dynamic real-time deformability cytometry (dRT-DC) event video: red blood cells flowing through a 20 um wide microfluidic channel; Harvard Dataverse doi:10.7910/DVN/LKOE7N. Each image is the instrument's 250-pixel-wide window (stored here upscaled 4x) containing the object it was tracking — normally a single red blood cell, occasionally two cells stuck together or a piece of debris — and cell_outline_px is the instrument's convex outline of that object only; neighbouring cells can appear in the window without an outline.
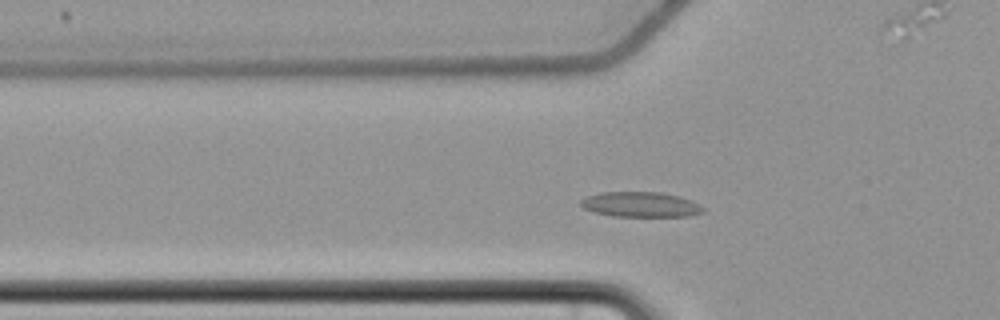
{"species": "common noctule bat (a hibernating species)", "species_latin": "Nyctalus noctula", "temperature_condition": "cold", "stored_images_in_passage": 46, "camera_frame_rate_fps": 3000, "um_per_image_px": 0.085, "animal": {"sex": "female", "body_mass_g": 22.7, "forearm_length_mm": 54.2}, "frame": {"image": 1, "passage_image": 9, "time_ms": 2.667, "image_size_px": [1000, 320], "cell_outline_px": [[704, 212], [692, 216], [612, 216], [592, 212], [584, 208], [580, 204], [580, 200], [588, 196], [600, 192], [660, 192], [680, 196], [692, 200], [700, 204], [704, 208]], "centroid_in_image_um": [54.47, 17.38], "position_along_channel_um": 71.3, "area_um2": 18.09}}
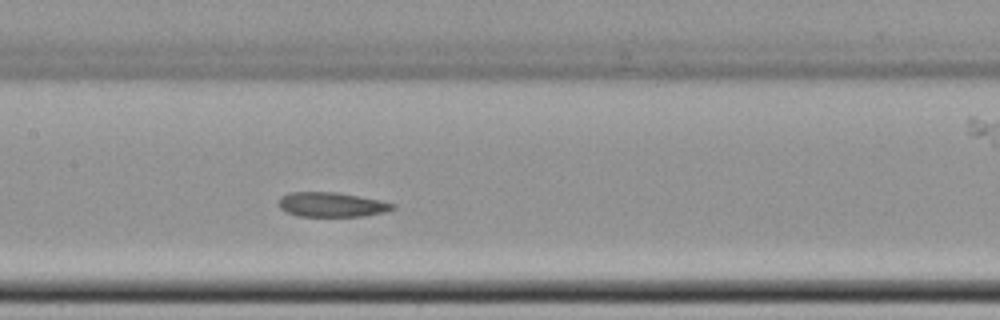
{"frame": {"image": 2, "passage_image": 18, "time_ms": 5.667, "image_size_px": [1000, 320], "cell_outline_px": [[396, 208], [384, 212], [364, 216], [296, 216], [280, 208], [280, 196], [288, 192], [336, 192], [360, 196], [380, 200], [396, 204]], "centroid_in_image_um": [28.21, 17.38], "position_along_channel_um": 179.2, "area_um2": 16.36}}
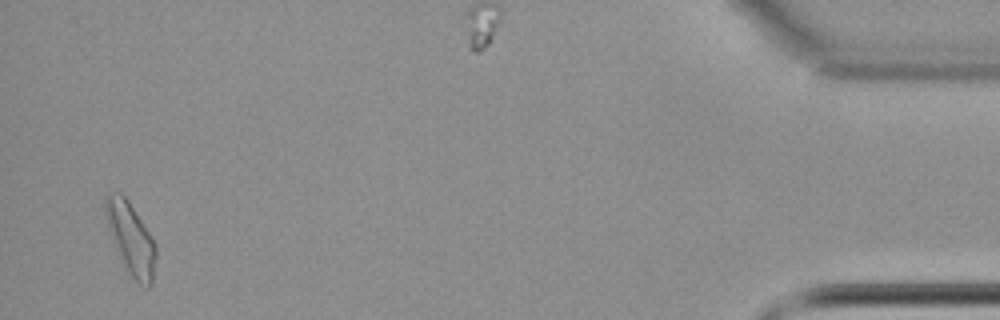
{"frame": {"image": 3, "passage_image": 45, "time_ms": 14.667, "image_size_px": [1000, 320], "cell_outline_px": [[156, 256], [152, 284], [148, 288], [144, 288], [128, 276], [124, 272], [108, 232], [104, 212], [104, 196], [108, 192], [120, 192], [128, 200], [156, 244]], "centroid_in_image_um": [11.07, 20.33], "position_along_channel_um": 424.1, "area_um2": 21.96}}